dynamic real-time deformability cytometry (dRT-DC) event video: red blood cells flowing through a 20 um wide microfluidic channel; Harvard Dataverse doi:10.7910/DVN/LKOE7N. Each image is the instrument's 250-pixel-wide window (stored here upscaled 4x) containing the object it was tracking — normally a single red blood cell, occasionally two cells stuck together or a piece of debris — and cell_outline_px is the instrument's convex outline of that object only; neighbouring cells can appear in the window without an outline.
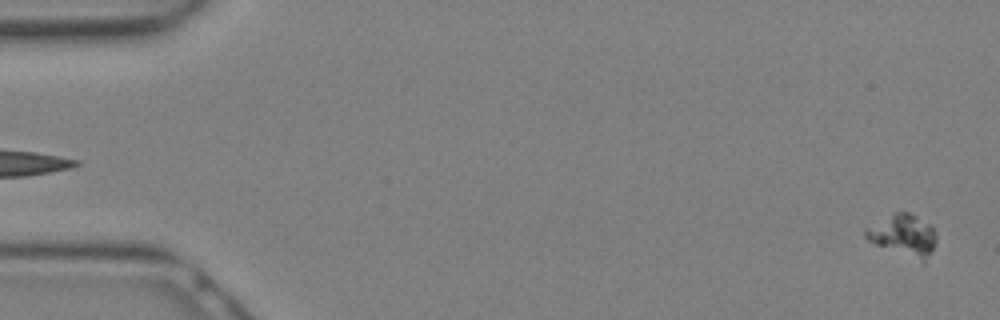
{"species": "Egyptian fruit bat (a non-hibernating species)", "species_latin": "Rousettus aegyptiacus", "temperature_condition": "warm", "stored_images_in_passage": 13, "camera_frame_rate_fps": 3000, "um_per_image_px": 0.085, "animal": {"sex": "female"}, "frame": {"image": 1, "passage_image": 1, "time_ms": 0.0, "image_size_px": [1000, 320], "cell_outline_px": [[936, 240], [924, 264], [876, 244], [868, 240], [864, 236], [864, 228], [896, 212], [908, 212], [932, 224], [936, 236]], "centroid_in_image_um": [76.8, 20.01], "position_along_channel_um": 8.2, "area_um2": 17.11}}
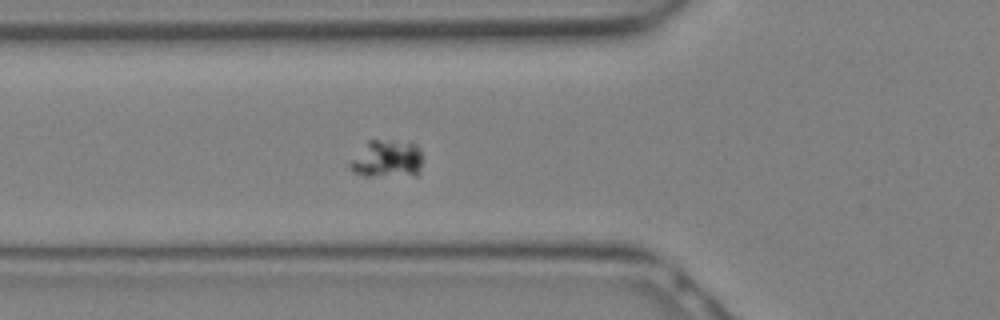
{"frame": {"image": 2, "passage_image": 11, "time_ms": 3.333, "image_size_px": [1000, 320], "cell_outline_px": [[420, 172], [416, 176], [364, 176], [352, 172], [348, 168], [348, 164], [368, 140], [392, 140], [416, 144], [420, 148]], "centroid_in_image_um": [32.88, 13.53], "position_along_channel_um": 92.9, "area_um2": 16.07}}
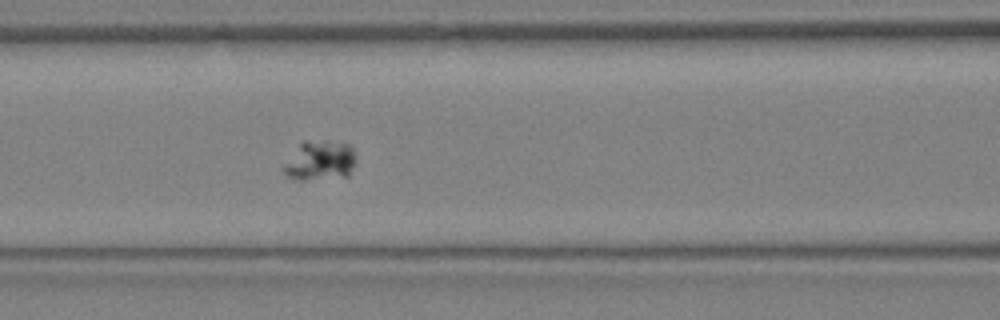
{"frame": {"image": 3, "passage_image": 13, "time_ms": 4.0, "image_size_px": [1000, 320], "cell_outline_px": [[356, 160], [348, 176], [304, 180], [296, 180], [288, 176], [284, 172], [284, 164], [300, 144], [304, 140], [328, 140], [348, 144], [356, 152]], "centroid_in_image_um": [27.23, 13.63], "position_along_channel_um": 139.4, "area_um2": 16.76}}